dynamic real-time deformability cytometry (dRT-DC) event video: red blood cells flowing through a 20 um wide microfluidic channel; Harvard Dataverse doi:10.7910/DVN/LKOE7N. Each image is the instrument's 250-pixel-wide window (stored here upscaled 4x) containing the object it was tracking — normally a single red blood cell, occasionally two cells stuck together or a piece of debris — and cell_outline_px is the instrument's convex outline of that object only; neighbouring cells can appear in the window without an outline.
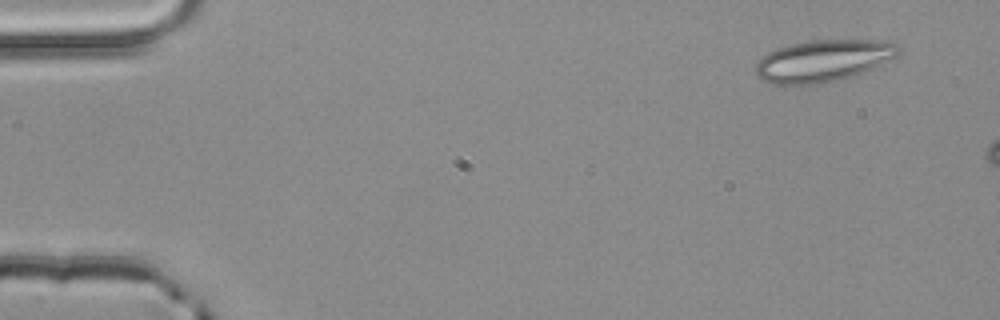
{"species": "common noctule bat (a hibernating species)", "species_latin": "Nyctalus noctula", "temperature_condition": "room temperature", "stored_images_in_passage": 2, "camera_frame_rate_fps": 3000, "um_per_image_px": 0.085, "animal": {"sex": "male", "body_mass_g": 20.4}, "frame": {"image": 1, "passage_image": 1, "time_ms": 0.0, "image_size_px": [1000, 320], "cell_outline_px": [[904, 48], [896, 56], [860, 72], [840, 80], [820, 84], [772, 84], [760, 80], [756, 76], [756, 64], [768, 52], [792, 44], [812, 40], [892, 40]], "centroid_in_image_um": [69.99, 5.15], "position_along_channel_um": 15.0, "area_um2": 34.62}}